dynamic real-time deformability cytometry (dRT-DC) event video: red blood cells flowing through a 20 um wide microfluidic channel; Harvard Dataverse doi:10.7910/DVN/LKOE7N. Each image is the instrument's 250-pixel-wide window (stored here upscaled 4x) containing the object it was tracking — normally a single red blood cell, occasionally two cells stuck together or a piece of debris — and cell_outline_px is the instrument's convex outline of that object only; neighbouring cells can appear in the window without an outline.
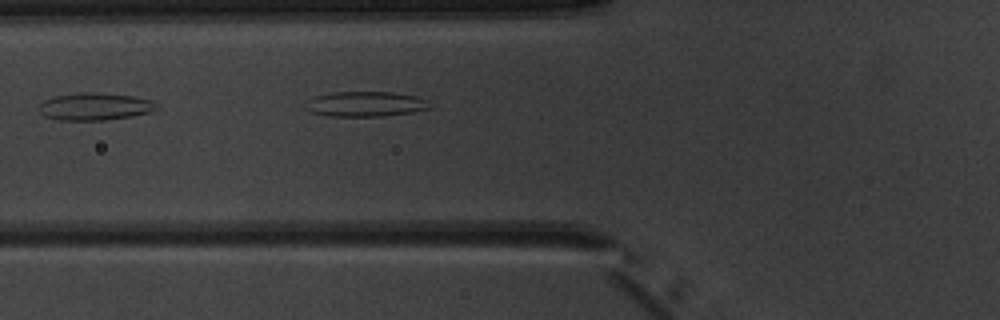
{"species": "common noctule bat (a hibernating species)", "species_latin": "Nyctalus noctula", "temperature_condition": "warm", "stored_images_in_passage": 4, "camera_frame_rate_fps": 3000, "um_per_image_px": 0.085, "animal": {"sex": "male", "body_mass_g": 20.1, "forearm_length_mm": 53.5}, "frame": {"image": 1, "passage_image": 4, "time_ms": 3.333, "image_size_px": [1000, 320], "cell_outline_px": [[432, 108], [412, 112], [380, 116], [328, 116], [312, 112], [300, 104], [304, 100], [316, 96], [332, 92], [396, 92], [416, 96], [428, 100]], "centroid_in_image_um": [31.03, 8.83], "position_along_channel_um": 94.8, "area_um2": 18.44}}